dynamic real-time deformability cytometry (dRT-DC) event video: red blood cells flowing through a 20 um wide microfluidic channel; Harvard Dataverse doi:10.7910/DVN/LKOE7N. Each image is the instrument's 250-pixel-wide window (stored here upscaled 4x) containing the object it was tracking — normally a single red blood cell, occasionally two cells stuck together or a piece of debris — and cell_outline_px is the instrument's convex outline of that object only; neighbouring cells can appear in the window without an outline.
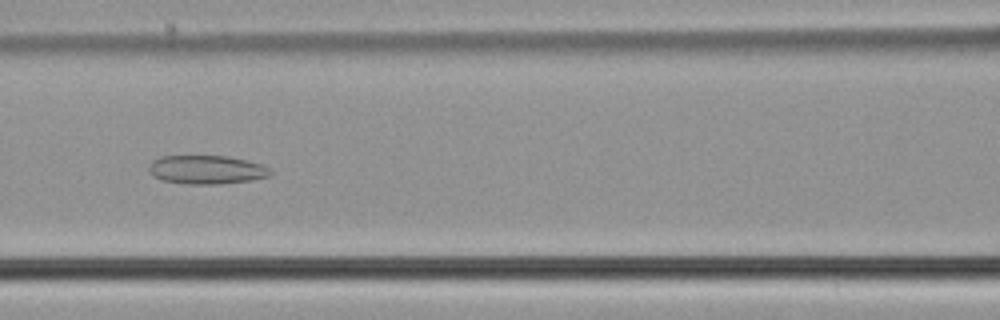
{"species": "common noctule bat (a hibernating species)", "species_latin": "Nyctalus noctula", "temperature_condition": "cold", "stored_images_in_passage": 8, "camera_frame_rate_fps": 3000, "um_per_image_px": 0.085, "animal": {"sex": "male", "body_mass_g": 21.5, "forearm_length_mm": 52.0}, "frame": {"image": 1, "passage_image": 7, "time_ms": 2.0, "image_size_px": [1000, 320], "cell_outline_px": [[272, 176], [252, 180], [220, 184], [188, 184], [160, 180], [152, 176], [148, 168], [152, 160], [160, 156], [228, 156], [264, 164], [272, 172]], "centroid_in_image_um": [17.57, 14.43], "position_along_channel_um": 149.0, "area_um2": 20.58}}
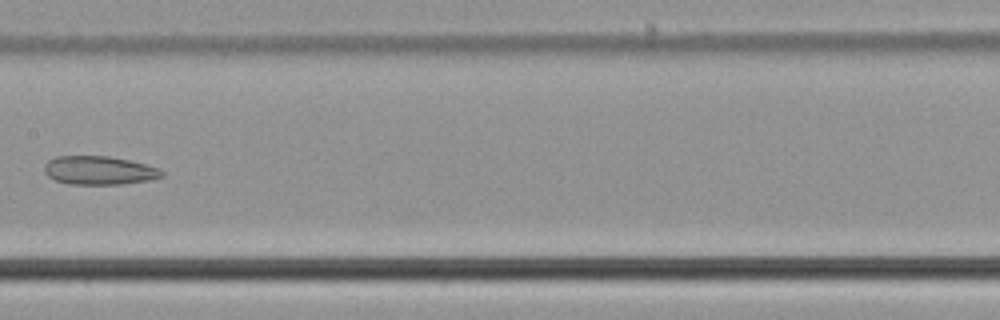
{"frame": {"image": 2, "passage_image": 8, "time_ms": 2.333, "image_size_px": [1000, 320], "cell_outline_px": [[164, 176], [148, 180], [120, 184], [68, 184], [56, 180], [48, 176], [44, 172], [44, 164], [48, 160], [56, 156], [108, 156], [128, 160], [160, 168], [164, 172]], "centroid_in_image_um": [8.41, 14.48], "position_along_channel_um": 199.0, "area_um2": 19.54}}